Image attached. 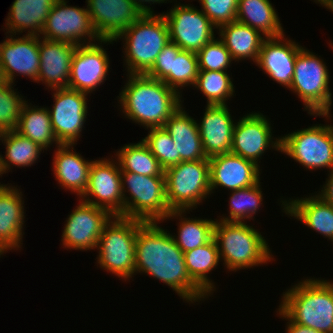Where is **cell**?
I'll use <instances>...</instances> for the list:
<instances>
[{
	"instance_id": "6da1fadb",
	"label": "cell",
	"mask_w": 333,
	"mask_h": 333,
	"mask_svg": "<svg viewBox=\"0 0 333 333\" xmlns=\"http://www.w3.org/2000/svg\"><path fill=\"white\" fill-rule=\"evenodd\" d=\"M159 222H143L135 243V275L149 274L171 287L183 301L196 303L208 296L190 278L184 253Z\"/></svg>"
},
{
	"instance_id": "7a4b0ae2",
	"label": "cell",
	"mask_w": 333,
	"mask_h": 333,
	"mask_svg": "<svg viewBox=\"0 0 333 333\" xmlns=\"http://www.w3.org/2000/svg\"><path fill=\"white\" fill-rule=\"evenodd\" d=\"M128 75L127 82L117 96L119 109L126 118L147 129L163 127L181 107L182 95L163 81L145 74Z\"/></svg>"
},
{
	"instance_id": "3957f363",
	"label": "cell",
	"mask_w": 333,
	"mask_h": 333,
	"mask_svg": "<svg viewBox=\"0 0 333 333\" xmlns=\"http://www.w3.org/2000/svg\"><path fill=\"white\" fill-rule=\"evenodd\" d=\"M279 308L294 322L333 333V282L309 278L283 292Z\"/></svg>"
},
{
	"instance_id": "277c9868",
	"label": "cell",
	"mask_w": 333,
	"mask_h": 333,
	"mask_svg": "<svg viewBox=\"0 0 333 333\" xmlns=\"http://www.w3.org/2000/svg\"><path fill=\"white\" fill-rule=\"evenodd\" d=\"M216 220L214 240L228 271L267 264L274 257L266 239L247 222Z\"/></svg>"
},
{
	"instance_id": "5b68a950",
	"label": "cell",
	"mask_w": 333,
	"mask_h": 333,
	"mask_svg": "<svg viewBox=\"0 0 333 333\" xmlns=\"http://www.w3.org/2000/svg\"><path fill=\"white\" fill-rule=\"evenodd\" d=\"M119 39L124 40L123 60L127 74H146L158 54L170 42L168 26L162 14L142 15L114 41Z\"/></svg>"
},
{
	"instance_id": "8992f818",
	"label": "cell",
	"mask_w": 333,
	"mask_h": 333,
	"mask_svg": "<svg viewBox=\"0 0 333 333\" xmlns=\"http://www.w3.org/2000/svg\"><path fill=\"white\" fill-rule=\"evenodd\" d=\"M143 221L113 216L104 226L99 238L97 262L99 267L130 280L135 275V243Z\"/></svg>"
},
{
	"instance_id": "52a82bcc",
	"label": "cell",
	"mask_w": 333,
	"mask_h": 333,
	"mask_svg": "<svg viewBox=\"0 0 333 333\" xmlns=\"http://www.w3.org/2000/svg\"><path fill=\"white\" fill-rule=\"evenodd\" d=\"M313 53L305 47L297 53L294 75L288 90L298 95L308 114L331 120L332 93L329 87V70L323 59Z\"/></svg>"
},
{
	"instance_id": "ba28073f",
	"label": "cell",
	"mask_w": 333,
	"mask_h": 333,
	"mask_svg": "<svg viewBox=\"0 0 333 333\" xmlns=\"http://www.w3.org/2000/svg\"><path fill=\"white\" fill-rule=\"evenodd\" d=\"M121 184L124 217L161 223L171 212L166 199L165 176L121 171Z\"/></svg>"
},
{
	"instance_id": "9c48e42d",
	"label": "cell",
	"mask_w": 333,
	"mask_h": 333,
	"mask_svg": "<svg viewBox=\"0 0 333 333\" xmlns=\"http://www.w3.org/2000/svg\"><path fill=\"white\" fill-rule=\"evenodd\" d=\"M209 159L180 162L164 170L170 210L196 209L211 195Z\"/></svg>"
},
{
	"instance_id": "30bf717a",
	"label": "cell",
	"mask_w": 333,
	"mask_h": 333,
	"mask_svg": "<svg viewBox=\"0 0 333 333\" xmlns=\"http://www.w3.org/2000/svg\"><path fill=\"white\" fill-rule=\"evenodd\" d=\"M280 152L305 169H333V125L316 124L280 137Z\"/></svg>"
},
{
	"instance_id": "8fae6325",
	"label": "cell",
	"mask_w": 333,
	"mask_h": 333,
	"mask_svg": "<svg viewBox=\"0 0 333 333\" xmlns=\"http://www.w3.org/2000/svg\"><path fill=\"white\" fill-rule=\"evenodd\" d=\"M40 37L75 45L91 44L100 40L92 26L87 8L69 6L66 0L55 2Z\"/></svg>"
},
{
	"instance_id": "7c38bea8",
	"label": "cell",
	"mask_w": 333,
	"mask_h": 333,
	"mask_svg": "<svg viewBox=\"0 0 333 333\" xmlns=\"http://www.w3.org/2000/svg\"><path fill=\"white\" fill-rule=\"evenodd\" d=\"M175 4L169 12L161 13L168 26L170 41L182 50L197 53L215 38L217 27L195 6Z\"/></svg>"
},
{
	"instance_id": "4fadbf2b",
	"label": "cell",
	"mask_w": 333,
	"mask_h": 333,
	"mask_svg": "<svg viewBox=\"0 0 333 333\" xmlns=\"http://www.w3.org/2000/svg\"><path fill=\"white\" fill-rule=\"evenodd\" d=\"M78 199L104 208L113 216L124 217L121 170L116 158L93 160L89 169L88 186Z\"/></svg>"
},
{
	"instance_id": "5bb4252c",
	"label": "cell",
	"mask_w": 333,
	"mask_h": 333,
	"mask_svg": "<svg viewBox=\"0 0 333 333\" xmlns=\"http://www.w3.org/2000/svg\"><path fill=\"white\" fill-rule=\"evenodd\" d=\"M52 91L55 103L48 111L54 134L60 144L75 145L86 122L88 94L68 87Z\"/></svg>"
},
{
	"instance_id": "9a60e30c",
	"label": "cell",
	"mask_w": 333,
	"mask_h": 333,
	"mask_svg": "<svg viewBox=\"0 0 333 333\" xmlns=\"http://www.w3.org/2000/svg\"><path fill=\"white\" fill-rule=\"evenodd\" d=\"M113 215L104 208L79 200V204L68 215L62 231V245L73 250H94L104 226Z\"/></svg>"
},
{
	"instance_id": "2e32d148",
	"label": "cell",
	"mask_w": 333,
	"mask_h": 333,
	"mask_svg": "<svg viewBox=\"0 0 333 333\" xmlns=\"http://www.w3.org/2000/svg\"><path fill=\"white\" fill-rule=\"evenodd\" d=\"M270 123L266 115L264 116L261 112L247 113L239 118L233 130L230 152L252 161L260 167L258 161L268 148L280 152L281 139L272 137Z\"/></svg>"
},
{
	"instance_id": "e0dca14e",
	"label": "cell",
	"mask_w": 333,
	"mask_h": 333,
	"mask_svg": "<svg viewBox=\"0 0 333 333\" xmlns=\"http://www.w3.org/2000/svg\"><path fill=\"white\" fill-rule=\"evenodd\" d=\"M113 41V39H100L98 44L95 42L77 45L72 59L68 88L91 94L107 80L110 61L102 45L113 44Z\"/></svg>"
},
{
	"instance_id": "ac0fdd59",
	"label": "cell",
	"mask_w": 333,
	"mask_h": 333,
	"mask_svg": "<svg viewBox=\"0 0 333 333\" xmlns=\"http://www.w3.org/2000/svg\"><path fill=\"white\" fill-rule=\"evenodd\" d=\"M198 71L197 54L182 50L170 41L158 54L152 68L145 75L163 81L182 94L181 89L195 85Z\"/></svg>"
},
{
	"instance_id": "d6986e66",
	"label": "cell",
	"mask_w": 333,
	"mask_h": 333,
	"mask_svg": "<svg viewBox=\"0 0 333 333\" xmlns=\"http://www.w3.org/2000/svg\"><path fill=\"white\" fill-rule=\"evenodd\" d=\"M5 38L0 43V65L5 81L15 84L14 77L22 75L37 82L40 66L39 36L6 34Z\"/></svg>"
},
{
	"instance_id": "ffe728a7",
	"label": "cell",
	"mask_w": 333,
	"mask_h": 333,
	"mask_svg": "<svg viewBox=\"0 0 333 333\" xmlns=\"http://www.w3.org/2000/svg\"><path fill=\"white\" fill-rule=\"evenodd\" d=\"M92 26L100 39H115L143 14L132 0H86Z\"/></svg>"
},
{
	"instance_id": "44dd1931",
	"label": "cell",
	"mask_w": 333,
	"mask_h": 333,
	"mask_svg": "<svg viewBox=\"0 0 333 333\" xmlns=\"http://www.w3.org/2000/svg\"><path fill=\"white\" fill-rule=\"evenodd\" d=\"M285 36L283 34L266 38L255 64L273 81L289 89L294 75L295 59L303 47Z\"/></svg>"
},
{
	"instance_id": "7402d4cb",
	"label": "cell",
	"mask_w": 333,
	"mask_h": 333,
	"mask_svg": "<svg viewBox=\"0 0 333 333\" xmlns=\"http://www.w3.org/2000/svg\"><path fill=\"white\" fill-rule=\"evenodd\" d=\"M211 193L218 187L230 191L253 186L260 181V167L234 153H224L209 158Z\"/></svg>"
},
{
	"instance_id": "603a6c76",
	"label": "cell",
	"mask_w": 333,
	"mask_h": 333,
	"mask_svg": "<svg viewBox=\"0 0 333 333\" xmlns=\"http://www.w3.org/2000/svg\"><path fill=\"white\" fill-rule=\"evenodd\" d=\"M76 47L72 43L50 41L39 36L40 66L36 83L42 81L51 90L67 88Z\"/></svg>"
},
{
	"instance_id": "cb8c5ba5",
	"label": "cell",
	"mask_w": 333,
	"mask_h": 333,
	"mask_svg": "<svg viewBox=\"0 0 333 333\" xmlns=\"http://www.w3.org/2000/svg\"><path fill=\"white\" fill-rule=\"evenodd\" d=\"M8 185V186H7ZM20 189L0 184V255L9 250L22 249L24 226V200Z\"/></svg>"
},
{
	"instance_id": "d4e9b609",
	"label": "cell",
	"mask_w": 333,
	"mask_h": 333,
	"mask_svg": "<svg viewBox=\"0 0 333 333\" xmlns=\"http://www.w3.org/2000/svg\"><path fill=\"white\" fill-rule=\"evenodd\" d=\"M228 105H206L198 124L203 151L207 158L229 153L232 149L233 130L236 122L232 119Z\"/></svg>"
},
{
	"instance_id": "484cf974",
	"label": "cell",
	"mask_w": 333,
	"mask_h": 333,
	"mask_svg": "<svg viewBox=\"0 0 333 333\" xmlns=\"http://www.w3.org/2000/svg\"><path fill=\"white\" fill-rule=\"evenodd\" d=\"M184 109L181 105L163 126L174 142L176 165L180 162L209 159L203 151L197 121Z\"/></svg>"
},
{
	"instance_id": "4316f807",
	"label": "cell",
	"mask_w": 333,
	"mask_h": 333,
	"mask_svg": "<svg viewBox=\"0 0 333 333\" xmlns=\"http://www.w3.org/2000/svg\"><path fill=\"white\" fill-rule=\"evenodd\" d=\"M73 146L72 144L57 146L54 150L52 171L55 180L63 189L74 192L80 198L88 186L89 169L93 160L83 158Z\"/></svg>"
},
{
	"instance_id": "83f0119b",
	"label": "cell",
	"mask_w": 333,
	"mask_h": 333,
	"mask_svg": "<svg viewBox=\"0 0 333 333\" xmlns=\"http://www.w3.org/2000/svg\"><path fill=\"white\" fill-rule=\"evenodd\" d=\"M281 207L286 215L301 221L312 230L322 234L333 243V206L323 201L318 195L308 198L281 200ZM283 205V206H282Z\"/></svg>"
},
{
	"instance_id": "f1b7e54d",
	"label": "cell",
	"mask_w": 333,
	"mask_h": 333,
	"mask_svg": "<svg viewBox=\"0 0 333 333\" xmlns=\"http://www.w3.org/2000/svg\"><path fill=\"white\" fill-rule=\"evenodd\" d=\"M57 0H14L5 20L7 34L40 36L50 10ZM8 29V30H7Z\"/></svg>"
},
{
	"instance_id": "f546056e",
	"label": "cell",
	"mask_w": 333,
	"mask_h": 333,
	"mask_svg": "<svg viewBox=\"0 0 333 333\" xmlns=\"http://www.w3.org/2000/svg\"><path fill=\"white\" fill-rule=\"evenodd\" d=\"M219 38L230 52L232 59H251L256 63L263 41L267 38L258 30L234 21L218 27Z\"/></svg>"
},
{
	"instance_id": "4dcf8cb0",
	"label": "cell",
	"mask_w": 333,
	"mask_h": 333,
	"mask_svg": "<svg viewBox=\"0 0 333 333\" xmlns=\"http://www.w3.org/2000/svg\"><path fill=\"white\" fill-rule=\"evenodd\" d=\"M236 21L258 30L267 38L285 34L269 0H238Z\"/></svg>"
},
{
	"instance_id": "1f68e13d",
	"label": "cell",
	"mask_w": 333,
	"mask_h": 333,
	"mask_svg": "<svg viewBox=\"0 0 333 333\" xmlns=\"http://www.w3.org/2000/svg\"><path fill=\"white\" fill-rule=\"evenodd\" d=\"M27 102L22 106L15 131L37 143L44 150L50 148L52 144H55L56 147L61 145L52 129L48 108L32 106Z\"/></svg>"
},
{
	"instance_id": "d6a6232c",
	"label": "cell",
	"mask_w": 333,
	"mask_h": 333,
	"mask_svg": "<svg viewBox=\"0 0 333 333\" xmlns=\"http://www.w3.org/2000/svg\"><path fill=\"white\" fill-rule=\"evenodd\" d=\"M184 259L192 281L208 297L211 296L216 288L212 280L208 278V274L216 269L221 260L214 238L203 246L185 252Z\"/></svg>"
},
{
	"instance_id": "836d02e7",
	"label": "cell",
	"mask_w": 333,
	"mask_h": 333,
	"mask_svg": "<svg viewBox=\"0 0 333 333\" xmlns=\"http://www.w3.org/2000/svg\"><path fill=\"white\" fill-rule=\"evenodd\" d=\"M0 140L6 149L4 157L0 154V174L2 175L8 173L13 166L31 167L38 161L41 152H44L41 146L15 130L1 132Z\"/></svg>"
},
{
	"instance_id": "e575fe53",
	"label": "cell",
	"mask_w": 333,
	"mask_h": 333,
	"mask_svg": "<svg viewBox=\"0 0 333 333\" xmlns=\"http://www.w3.org/2000/svg\"><path fill=\"white\" fill-rule=\"evenodd\" d=\"M186 213V210H172L164 218V220L179 218L178 236L172 234V237L183 253L210 242L214 238V226L216 223L212 219L184 217Z\"/></svg>"
},
{
	"instance_id": "d590c367",
	"label": "cell",
	"mask_w": 333,
	"mask_h": 333,
	"mask_svg": "<svg viewBox=\"0 0 333 333\" xmlns=\"http://www.w3.org/2000/svg\"><path fill=\"white\" fill-rule=\"evenodd\" d=\"M116 154L120 170L147 176H165L164 169L153 156L148 146L140 140L120 147Z\"/></svg>"
},
{
	"instance_id": "8d00e7d4",
	"label": "cell",
	"mask_w": 333,
	"mask_h": 333,
	"mask_svg": "<svg viewBox=\"0 0 333 333\" xmlns=\"http://www.w3.org/2000/svg\"><path fill=\"white\" fill-rule=\"evenodd\" d=\"M261 182L253 186L230 191L229 197V216L221 217L218 220L227 222H247V219H253L254 215L260 209L263 202ZM246 220V221H245Z\"/></svg>"
},
{
	"instance_id": "74e56055",
	"label": "cell",
	"mask_w": 333,
	"mask_h": 333,
	"mask_svg": "<svg viewBox=\"0 0 333 333\" xmlns=\"http://www.w3.org/2000/svg\"><path fill=\"white\" fill-rule=\"evenodd\" d=\"M194 87L207 99V105H226L235 87L227 71L199 70Z\"/></svg>"
},
{
	"instance_id": "f35d334b",
	"label": "cell",
	"mask_w": 333,
	"mask_h": 333,
	"mask_svg": "<svg viewBox=\"0 0 333 333\" xmlns=\"http://www.w3.org/2000/svg\"><path fill=\"white\" fill-rule=\"evenodd\" d=\"M13 85L8 82L0 84V133L17 128L22 106L26 102Z\"/></svg>"
},
{
	"instance_id": "ab89813d",
	"label": "cell",
	"mask_w": 333,
	"mask_h": 333,
	"mask_svg": "<svg viewBox=\"0 0 333 333\" xmlns=\"http://www.w3.org/2000/svg\"><path fill=\"white\" fill-rule=\"evenodd\" d=\"M148 135L142 140L148 146L153 156L165 170L176 165V148L172 137L164 127L148 129Z\"/></svg>"
},
{
	"instance_id": "60d3db41",
	"label": "cell",
	"mask_w": 333,
	"mask_h": 333,
	"mask_svg": "<svg viewBox=\"0 0 333 333\" xmlns=\"http://www.w3.org/2000/svg\"><path fill=\"white\" fill-rule=\"evenodd\" d=\"M199 70L227 71L234 61L224 43L219 39H212L197 53Z\"/></svg>"
},
{
	"instance_id": "b9f144b4",
	"label": "cell",
	"mask_w": 333,
	"mask_h": 333,
	"mask_svg": "<svg viewBox=\"0 0 333 333\" xmlns=\"http://www.w3.org/2000/svg\"><path fill=\"white\" fill-rule=\"evenodd\" d=\"M201 11L218 28L236 21L238 0H199Z\"/></svg>"
},
{
	"instance_id": "7bdbcfd3",
	"label": "cell",
	"mask_w": 333,
	"mask_h": 333,
	"mask_svg": "<svg viewBox=\"0 0 333 333\" xmlns=\"http://www.w3.org/2000/svg\"><path fill=\"white\" fill-rule=\"evenodd\" d=\"M276 312L279 316H281L280 318L288 321L285 328L287 333H321L313 328L294 323L280 308H278Z\"/></svg>"
},
{
	"instance_id": "ee69618b",
	"label": "cell",
	"mask_w": 333,
	"mask_h": 333,
	"mask_svg": "<svg viewBox=\"0 0 333 333\" xmlns=\"http://www.w3.org/2000/svg\"><path fill=\"white\" fill-rule=\"evenodd\" d=\"M328 172L329 174L325 184L322 189H320L321 191H319L316 195H318L323 201L333 206V169Z\"/></svg>"
},
{
	"instance_id": "f6af8a7d",
	"label": "cell",
	"mask_w": 333,
	"mask_h": 333,
	"mask_svg": "<svg viewBox=\"0 0 333 333\" xmlns=\"http://www.w3.org/2000/svg\"><path fill=\"white\" fill-rule=\"evenodd\" d=\"M166 1V2H165ZM169 0H132V2L135 4L136 8L143 14V15H155L153 8L150 7V5L154 3H167ZM146 2V3H145ZM150 5H146V4Z\"/></svg>"
},
{
	"instance_id": "bcb514c9",
	"label": "cell",
	"mask_w": 333,
	"mask_h": 333,
	"mask_svg": "<svg viewBox=\"0 0 333 333\" xmlns=\"http://www.w3.org/2000/svg\"><path fill=\"white\" fill-rule=\"evenodd\" d=\"M314 2L317 4H320L324 7H326L327 9H329L330 11L333 12V0H314Z\"/></svg>"
},
{
	"instance_id": "7dc6e473",
	"label": "cell",
	"mask_w": 333,
	"mask_h": 333,
	"mask_svg": "<svg viewBox=\"0 0 333 333\" xmlns=\"http://www.w3.org/2000/svg\"><path fill=\"white\" fill-rule=\"evenodd\" d=\"M6 82L2 73L1 65H0V84Z\"/></svg>"
}]
</instances>
